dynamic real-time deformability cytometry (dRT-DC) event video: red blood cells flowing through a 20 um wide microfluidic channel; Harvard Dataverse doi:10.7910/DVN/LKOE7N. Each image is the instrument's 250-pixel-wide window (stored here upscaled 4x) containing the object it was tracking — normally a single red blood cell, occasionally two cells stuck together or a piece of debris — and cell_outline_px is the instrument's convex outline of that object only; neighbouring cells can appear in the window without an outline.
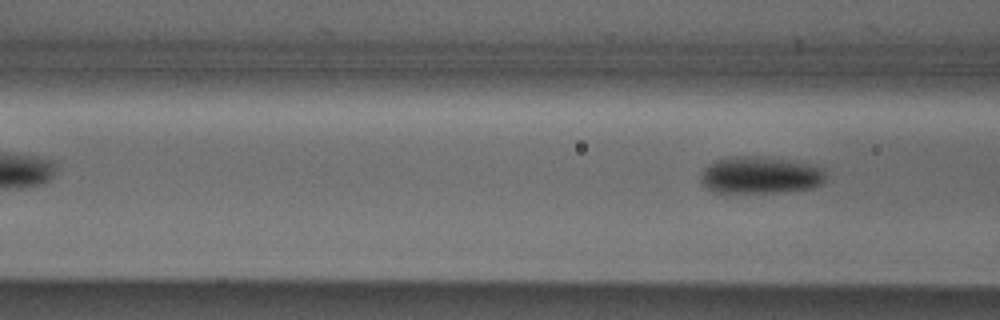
{"species": "Egyptian fruit bat (a non-hibernating species)", "species_latin": "Rousettus aegyptiacus", "temperature_condition": "cold", "stored_images_in_passage": 6, "camera_frame_rate_fps": 3000, "um_per_image_px": 0.085, "animal": {"sex": "male"}, "frame": {"image": 1, "passage_image": 6, "time_ms": 6.0, "image_size_px": [1000, 320], "cell_outline_px": [[824, 180], [820, 184], [812, 188], [784, 192], [724, 196], [712, 192], [700, 180], [700, 176], [704, 168], [708, 164], [716, 160], [728, 156], [768, 156], [812, 164], [824, 168]], "centroid_in_image_um": [64.56, 14.92], "position_along_channel_um": 102.0, "area_um2": 28.32}}